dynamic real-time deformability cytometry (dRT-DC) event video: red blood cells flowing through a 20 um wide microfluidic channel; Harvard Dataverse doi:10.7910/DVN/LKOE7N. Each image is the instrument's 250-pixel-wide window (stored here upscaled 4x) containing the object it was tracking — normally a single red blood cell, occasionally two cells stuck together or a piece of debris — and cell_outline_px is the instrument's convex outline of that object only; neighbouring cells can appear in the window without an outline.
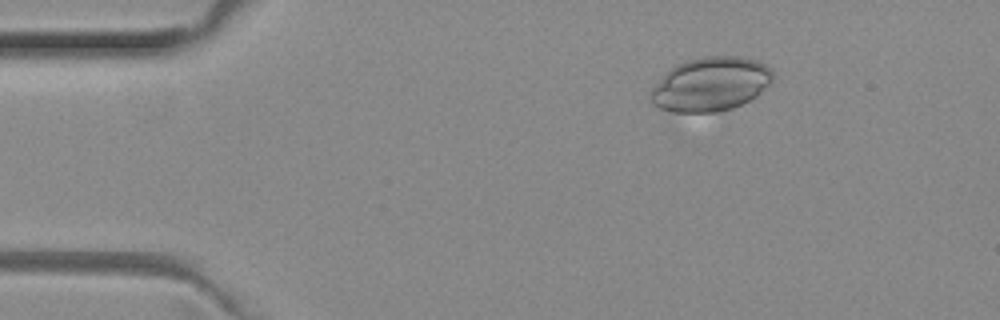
{"species": "common noctule bat (a hibernating species)", "species_latin": "Nyctalus noctula", "temperature_condition": "room temperature", "stored_images_in_passage": 12, "camera_frame_rate_fps": 3000, "um_per_image_px": 0.085, "animal": {"sex": "female", "body_mass_g": 29.2, "forearm_length_mm": 56.3}, "frame": {"image": 1, "passage_image": 1, "time_ms": 0.0, "image_size_px": [1000, 320], "cell_outline_px": [[772, 80], [756, 96], [732, 108], [716, 112], [672, 112], [660, 108], [652, 104], [652, 88], [672, 68], [688, 60], [704, 56], [744, 56], [756, 60], [772, 68]], "centroid_in_image_um": [60.43, 7.15], "position_along_channel_um": 24.6, "area_um2": 37.86}}